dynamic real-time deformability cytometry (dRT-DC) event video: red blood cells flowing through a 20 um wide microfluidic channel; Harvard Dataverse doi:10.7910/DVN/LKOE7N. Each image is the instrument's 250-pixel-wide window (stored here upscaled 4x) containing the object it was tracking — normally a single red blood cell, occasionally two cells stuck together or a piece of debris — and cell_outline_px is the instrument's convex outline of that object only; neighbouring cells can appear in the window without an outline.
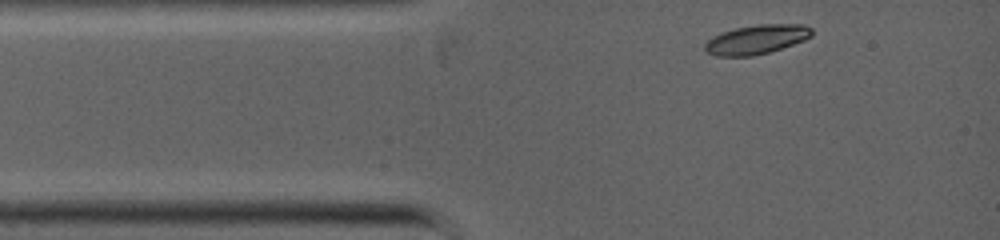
{"species": "common noctule bat (a hibernating species)", "species_latin": "Nyctalus noctula", "temperature_condition": "warm", "stored_images_in_passage": 3, "camera_frame_rate_fps": 5000, "um_per_image_px": 0.085, "animal": {"sex": "female", "body_mass_g": 19.0, "forearm_length_mm": 53.3}, "frame": {"image": 1, "passage_image": 1, "time_ms": 0.0, "image_size_px": [1000, 240], "cell_outline_px": [[812, 36], [804, 40], [768, 52], [752, 56], [716, 56], [708, 52], [704, 48], [704, 44], [712, 36], [720, 32], [736, 28], [756, 24], [804, 24], [812, 28]], "centroid_in_image_um": [64.29, 3.34], "position_along_channel_um": 20.7, "area_um2": 18.21}}